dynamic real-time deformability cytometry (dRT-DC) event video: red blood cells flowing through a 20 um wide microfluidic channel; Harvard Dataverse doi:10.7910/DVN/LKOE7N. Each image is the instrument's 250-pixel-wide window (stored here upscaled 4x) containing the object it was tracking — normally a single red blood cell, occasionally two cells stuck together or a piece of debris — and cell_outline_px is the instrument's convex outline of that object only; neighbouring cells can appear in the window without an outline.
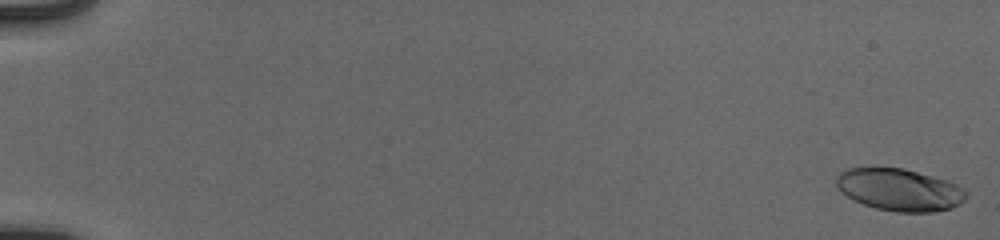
{"species": "human", "species_latin": "Homo sapiens", "temperature_condition": "cold", "stored_images_in_passage": 55, "camera_frame_rate_fps": 3000, "um_per_image_px": 0.085, "donor": {"sex": "male"}, "frame": {"image": 1, "passage_image": 1, "time_ms": 0.0, "image_size_px": [1000, 240], "cell_outline_px": [[968, 196], [960, 204], [952, 208], [932, 212], [896, 212], [876, 208], [864, 204], [840, 192], [836, 188], [836, 176], [840, 172], [848, 168], [904, 168], [948, 180], [964, 188], [968, 192]], "centroid_in_image_um": [76.49, 16.13], "position_along_channel_um": 8.5, "area_um2": 32.08}}
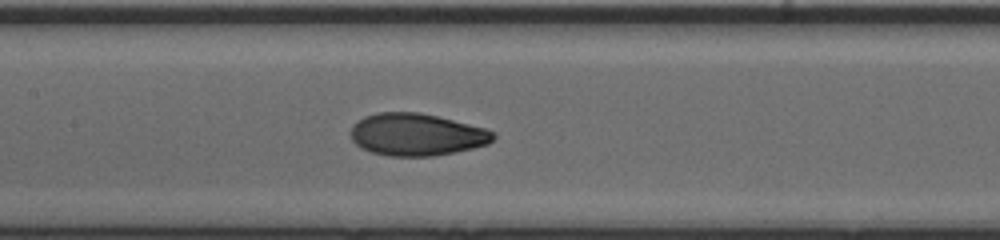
{"frame": {"image": 2, "passage_image": 29, "time_ms": 9.333, "image_size_px": [1000, 240], "cell_outline_px": [[496, 136], [488, 144], [456, 152], [432, 156], [388, 156], [372, 152], [356, 144], [352, 140], [348, 132], [352, 124], [356, 120], [364, 116], [376, 112], [420, 112], [484, 128], [496, 132]], "centroid_in_image_um": [35.36, 11.43], "position_along_channel_um": 172.0, "area_um2": 35.26}}
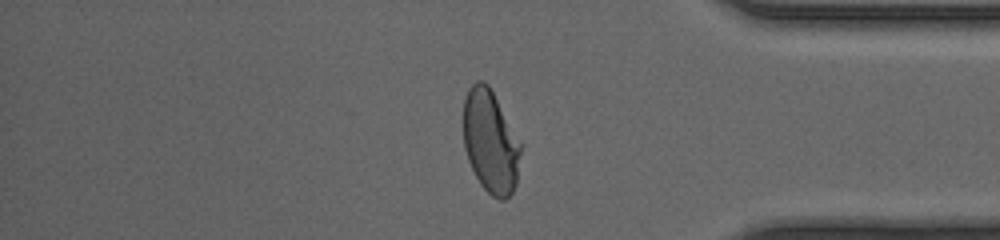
{"frame": {"image": 3, "passage_image": 47, "time_ms": 15.333, "image_size_px": [1000, 240], "cell_outline_px": [[520, 152], [516, 184], [512, 192], [504, 200], [500, 200], [492, 196], [480, 184], [468, 160], [464, 148], [464, 100], [468, 88], [476, 80], [484, 80], [488, 84], [520, 144]], "centroid_in_image_um": [41.66, 12.04], "position_along_channel_um": 393.5, "area_um2": 33.76}, "authors_computed_cell_mechanics": {"area_um2": 34.2754, "velocity_mm_per_s": 3.9477, "shape_relaxation_time_tau1_ms": 5.5804, "shape_relaxation_time_tau2_ms": 0.9766, "deformation_change_tau1": 0.2219, "deformation_change_tau2": 0.0463}}